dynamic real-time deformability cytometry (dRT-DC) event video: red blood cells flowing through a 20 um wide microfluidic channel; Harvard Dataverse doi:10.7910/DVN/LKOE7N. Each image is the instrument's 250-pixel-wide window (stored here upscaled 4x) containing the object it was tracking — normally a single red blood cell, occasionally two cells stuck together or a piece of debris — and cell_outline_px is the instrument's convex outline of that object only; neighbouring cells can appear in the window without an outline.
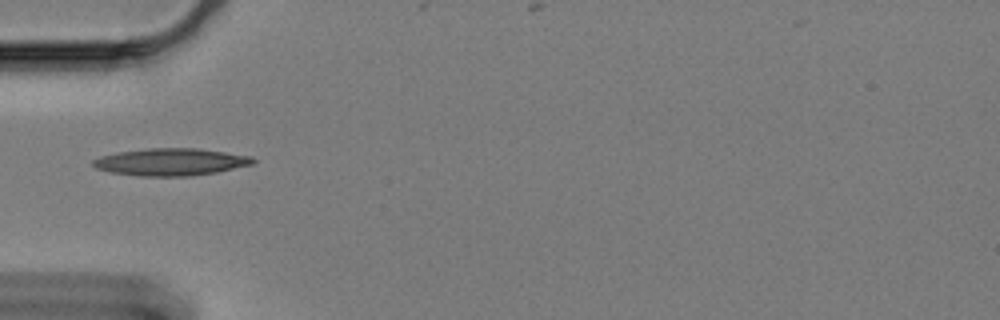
{"species": "Egyptian fruit bat (a non-hibernating species)", "species_latin": "Rousettus aegyptiacus", "temperature_condition": "cold", "stored_images_in_passage": 36, "camera_frame_rate_fps": 3000, "um_per_image_px": 0.085, "animal": {"sex": "female"}, "frame": {"image": 1, "passage_image": 1, "time_ms": 0.0, "image_size_px": [1000, 320], "cell_outline_px": [[256, 160], [252, 164], [216, 172], [188, 176], [140, 176], [112, 172], [96, 168], [92, 164], [92, 160], [100, 156], [116, 152], [148, 148], [200, 148], [252, 156]], "centroid_in_image_um": [14.51, 13.75], "position_along_channel_um": 70.5, "area_um2": 25.37}}
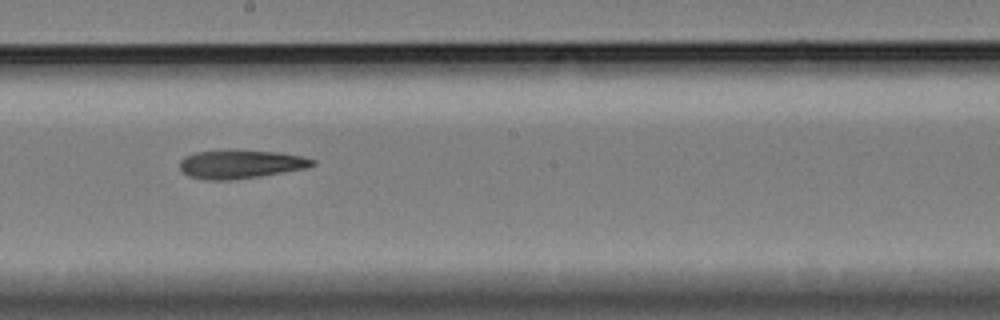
{"frame": {"image": 2, "passage_image": 15, "time_ms": 4.667, "image_size_px": [1000, 320], "cell_outline_px": [[316, 164], [304, 168], [260, 176], [232, 180], [208, 180], [188, 176], [180, 168], [180, 160], [184, 156], [196, 152], [276, 152], [300, 156], [316, 160]], "centroid_in_image_um": [20.43, 13.99], "position_along_channel_um": 227.8, "area_um2": 21.21}}
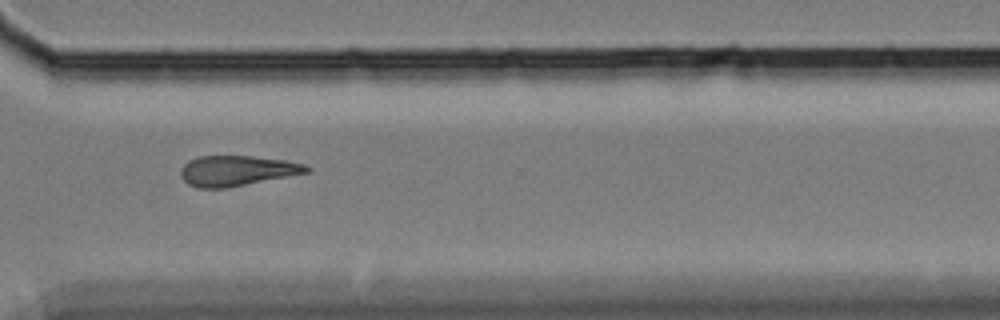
{"frame": {"image": 3, "passage_image": 26, "time_ms": 8.333, "image_size_px": [1000, 320], "cell_outline_px": [[312, 168], [308, 172], [228, 188], [200, 188], [188, 184], [180, 176], [180, 172], [184, 164], [188, 160], [200, 156], [252, 156], [284, 160], [304, 164]], "centroid_in_image_um": [20.11, 14.51], "position_along_channel_um": 350.5, "area_um2": 22.14}}